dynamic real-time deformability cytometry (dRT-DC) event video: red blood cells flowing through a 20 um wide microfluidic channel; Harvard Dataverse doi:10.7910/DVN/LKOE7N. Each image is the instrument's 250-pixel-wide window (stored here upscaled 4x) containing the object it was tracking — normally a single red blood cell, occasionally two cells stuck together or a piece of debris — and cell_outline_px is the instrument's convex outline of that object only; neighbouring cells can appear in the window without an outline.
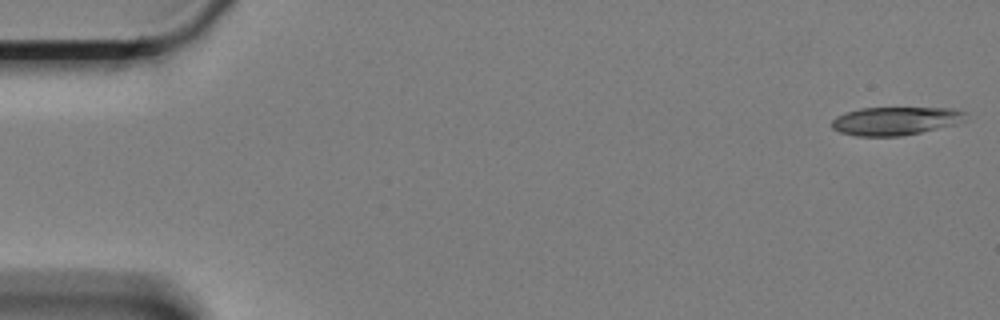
{"species": "Egyptian fruit bat (a non-hibernating species)", "species_latin": "Rousettus aegyptiacus", "temperature_condition": "cold", "stored_images_in_passage": 21, "camera_frame_rate_fps": 3000, "um_per_image_px": 0.085, "animal": {"sex": "female"}, "frame": {"image": 1, "passage_image": 1, "time_ms": 0.0, "image_size_px": [1000, 320], "cell_outline_px": [[968, 120], [956, 124], [920, 132], [900, 136], [856, 136], [840, 132], [832, 128], [832, 120], [836, 116], [860, 108], [952, 108], [968, 112]], "centroid_in_image_um": [76.17, 10.27], "position_along_channel_um": 8.8, "area_um2": 22.14}}
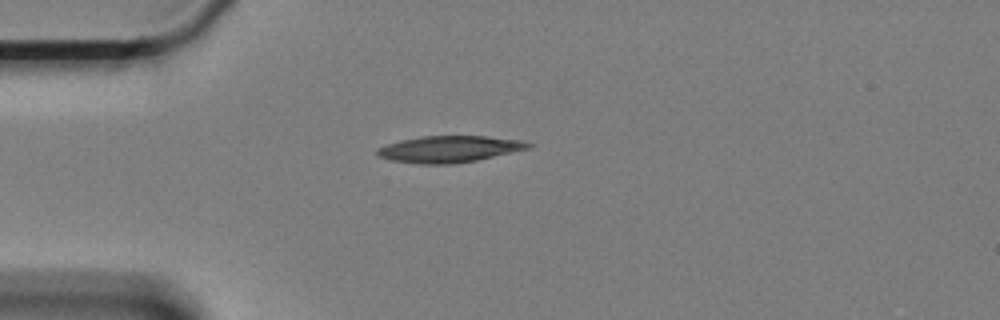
{"frame": {"image": 2, "passage_image": 15, "time_ms": 4.667, "image_size_px": [1000, 320], "cell_outline_px": [[532, 148], [476, 160], [452, 164], [420, 164], [392, 160], [376, 156], [376, 148], [400, 140], [420, 136], [484, 136], [524, 140], [532, 144]], "centroid_in_image_um": [38.19, 12.67], "position_along_channel_um": 46.8, "area_um2": 23.47}}
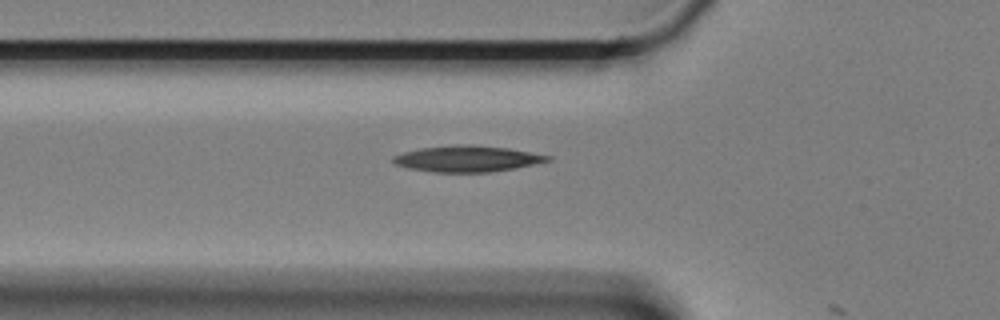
{"frame": {"image": 3, "passage_image": 20, "time_ms": 6.333, "image_size_px": [1000, 320], "cell_outline_px": [[552, 160], [516, 168], [488, 172], [432, 172], [408, 168], [396, 164], [392, 160], [392, 156], [404, 152], [420, 148], [456, 144], [468, 144], [508, 148], [552, 156]], "centroid_in_image_um": [39.71, 13.49], "position_along_channel_um": 86.1, "area_um2": 23.52}}